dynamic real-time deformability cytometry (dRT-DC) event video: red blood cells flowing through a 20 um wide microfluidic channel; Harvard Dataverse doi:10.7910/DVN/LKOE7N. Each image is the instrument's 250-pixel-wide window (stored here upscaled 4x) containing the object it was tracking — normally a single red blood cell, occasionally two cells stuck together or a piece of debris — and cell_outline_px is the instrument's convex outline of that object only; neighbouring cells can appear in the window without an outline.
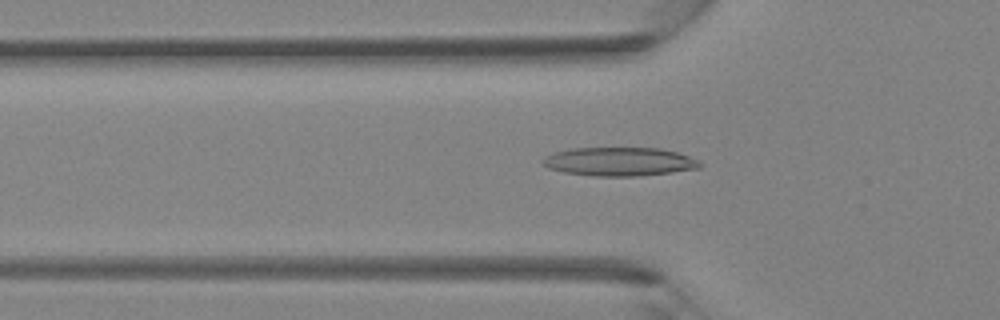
{"species": "Egyptian fruit bat (a non-hibernating species)", "species_latin": "Rousettus aegyptiacus", "temperature_condition": "room temperature", "stored_images_in_passage": 33, "camera_frame_rate_fps": 3000, "um_per_image_px": 0.085, "animal": {"sex": "female"}, "frame": {"image": 1, "passage_image": 5, "time_ms": 1.333, "image_size_px": [1000, 320], "cell_outline_px": [[704, 164], [700, 168], [672, 172], [640, 176], [592, 176], [564, 172], [548, 168], [540, 160], [544, 156], [556, 152], [572, 148], [660, 148], [676, 152], [700, 160]], "centroid_in_image_um": [52.67, 13.74], "position_along_channel_um": 73.1, "area_um2": 26.36}}
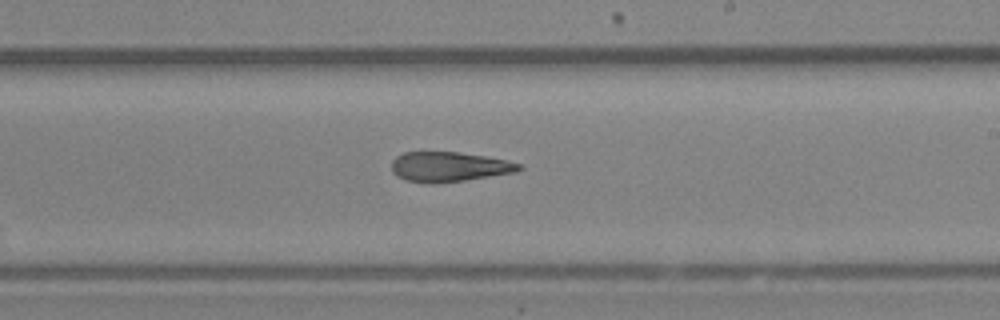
{"frame": {"image": 2, "passage_image": 16, "time_ms": 5.0, "image_size_px": [1000, 320], "cell_outline_px": [[524, 168], [516, 172], [464, 180], [432, 184], [424, 184], [404, 180], [396, 176], [392, 172], [392, 160], [396, 156], [404, 152], [460, 152], [484, 156], [504, 160], [520, 164]], "centroid_in_image_um": [38.11, 14.19], "position_along_channel_um": 250.9, "area_um2": 22.25}}
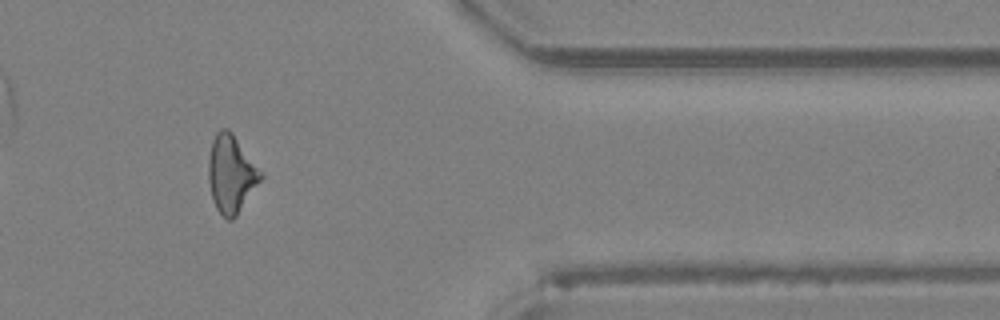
{"frame": {"image": 3, "passage_image": 26, "time_ms": 8.333, "image_size_px": [1000, 320], "cell_outline_px": [[264, 176], [236, 216], [232, 220], [228, 220], [216, 208], [212, 200], [208, 180], [208, 156], [212, 140], [216, 132], [220, 128], [228, 128], [232, 132], [264, 172]], "centroid_in_image_um": [19.65, 14.75], "position_along_channel_um": 391.7, "area_um2": 23.99}}